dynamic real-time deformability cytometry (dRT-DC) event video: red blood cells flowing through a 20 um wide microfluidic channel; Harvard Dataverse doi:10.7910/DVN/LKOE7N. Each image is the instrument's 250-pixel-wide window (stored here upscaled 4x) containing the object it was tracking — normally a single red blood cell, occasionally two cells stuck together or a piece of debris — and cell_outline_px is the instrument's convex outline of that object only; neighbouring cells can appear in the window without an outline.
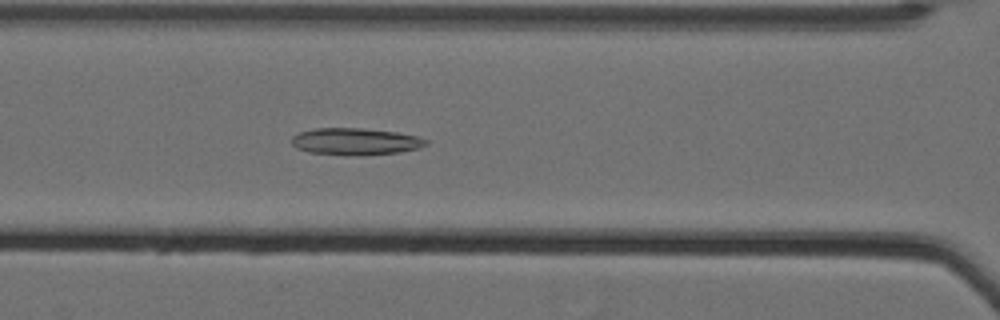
{"species": "Egyptian fruit bat (a non-hibernating species)", "species_latin": "Rousettus aegyptiacus", "temperature_condition": "cold", "stored_images_in_passage": 50, "camera_frame_rate_fps": 3000, "um_per_image_px": 0.085, "animal": {"sex": "female"}, "frame": {"image": 1, "passage_image": 19, "time_ms": 6.0, "image_size_px": [1000, 320], "cell_outline_px": [[428, 144], [420, 148], [400, 152], [308, 152], [296, 148], [292, 144], [292, 136], [300, 132], [316, 128], [360, 128], [396, 132], [416, 136], [428, 140]], "centroid_in_image_um": [30.22, 11.97], "position_along_channel_um": 136.4, "area_um2": 19.77}}
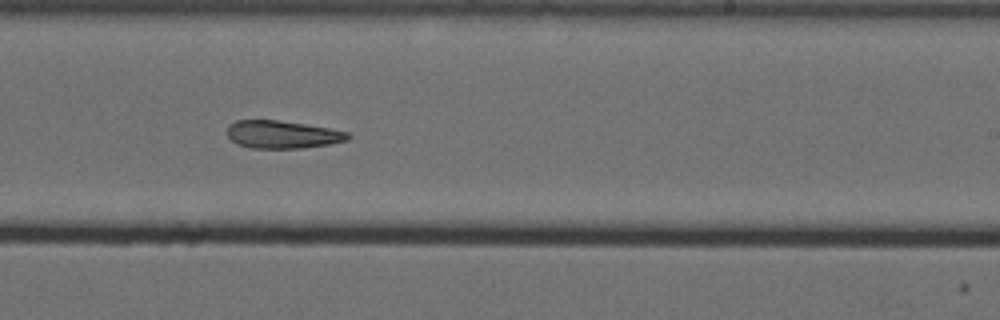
{"frame": {"image": 2, "passage_image": 30, "time_ms": 9.667, "image_size_px": [1000, 320], "cell_outline_px": [[352, 136], [348, 140], [332, 144], [304, 148], [252, 148], [236, 144], [228, 136], [228, 124], [236, 120], [276, 120], [304, 124], [328, 128], [348, 132]], "centroid_in_image_um": [24.02, 11.44], "position_along_channel_um": 265.0, "area_um2": 19.59}}
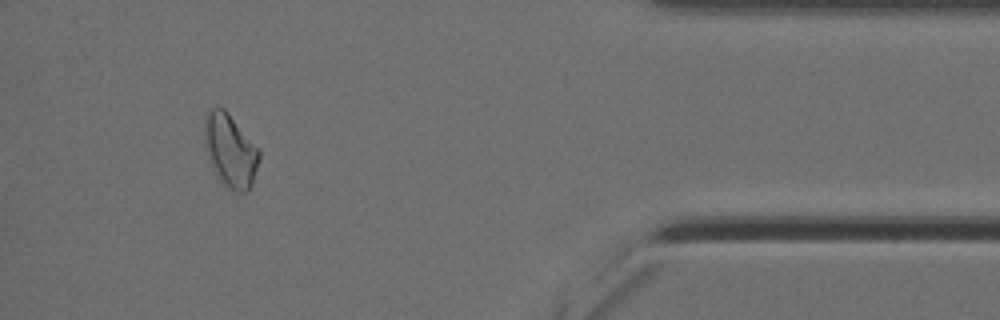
{"frame": {"image": 3, "passage_image": 46, "time_ms": 15.0, "image_size_px": [1000, 320], "cell_outline_px": [[260, 160], [252, 184], [244, 192], [236, 192], [228, 188], [220, 180], [212, 168], [208, 156], [204, 136], [204, 120], [208, 112], [212, 108], [224, 108], [260, 148]], "centroid_in_image_um": [19.6, 12.79], "position_along_channel_um": 415.6, "area_um2": 23.29}, "authors_computed_cell_mechanics": {"area_um2": 21.3282, "velocity_mm_per_s": 3.5079, "shape_relaxation_time_tau1_ms": null, "shape_relaxation_time_tau2_ms": 7.2092, "deformation_change_tau1": null, "deformation_change_tau2": 0.1724}}